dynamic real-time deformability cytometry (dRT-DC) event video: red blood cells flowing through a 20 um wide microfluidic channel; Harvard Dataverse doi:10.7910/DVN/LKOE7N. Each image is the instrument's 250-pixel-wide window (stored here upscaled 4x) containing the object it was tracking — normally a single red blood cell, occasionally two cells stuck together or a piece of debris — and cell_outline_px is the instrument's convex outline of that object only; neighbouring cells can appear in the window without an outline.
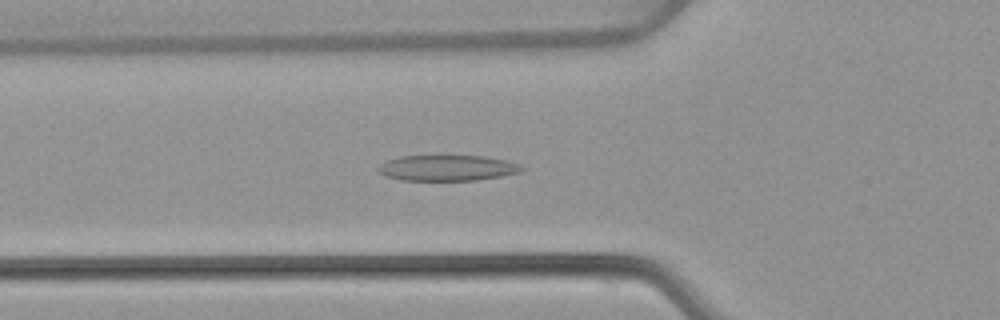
{"species": "common noctule bat (a hibernating species)", "species_latin": "Nyctalus noctula", "temperature_condition": "warm", "stored_images_in_passage": 53, "camera_frame_rate_fps": 3000, "um_per_image_px": 0.085, "animal": {"sex": "female", "body_mass_g": 22.7, "forearm_length_mm": 54.2}, "frame": {"image": 1, "passage_image": 19, "time_ms": 6.0, "image_size_px": [1000, 320], "cell_outline_px": [[524, 168], [520, 172], [500, 176], [476, 180], [400, 180], [388, 176], [380, 172], [376, 168], [380, 164], [388, 160], [400, 156], [484, 156], [504, 160], [520, 164]], "centroid_in_image_um": [38.02, 14.27], "position_along_channel_um": 87.8, "area_um2": 21.27}}
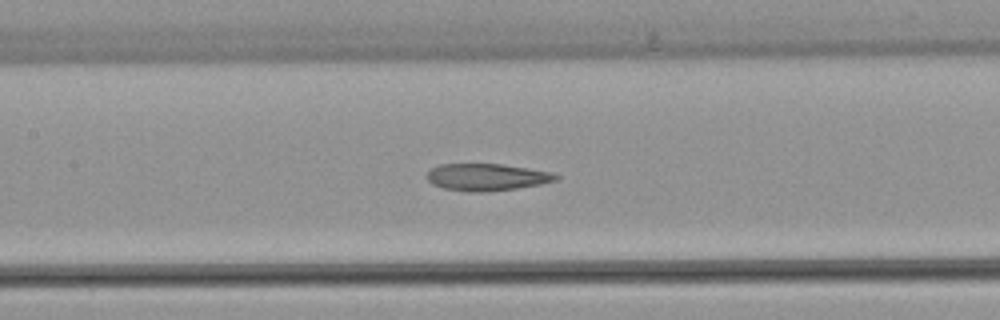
{"frame": {"image": 2, "passage_image": 25, "time_ms": 8.0, "image_size_px": [1000, 320], "cell_outline_px": [[560, 176], [556, 180], [540, 184], [516, 188], [488, 192], [468, 192], [444, 188], [432, 184], [424, 176], [432, 168], [440, 164], [500, 164], [528, 168], [552, 172]], "centroid_in_image_um": [41.35, 15.06], "position_along_channel_um": 166.1, "area_um2": 20.35}}
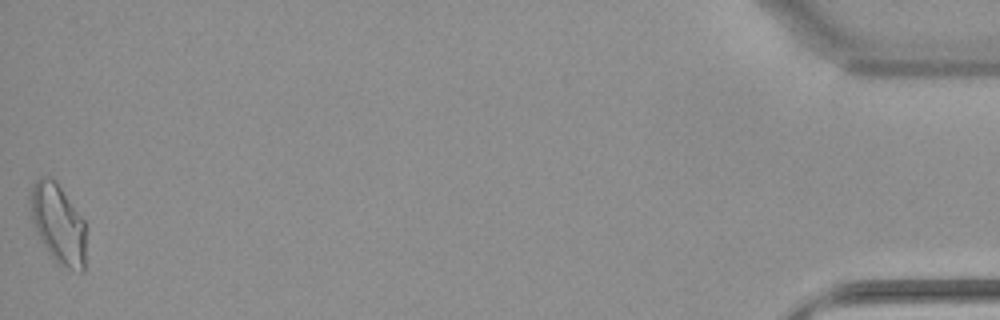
{"frame": {"image": 3, "passage_image": 53, "time_ms": 17.333, "image_size_px": [1000, 320], "cell_outline_px": [[84, 272], [80, 272], [56, 264], [40, 240], [36, 232], [32, 220], [28, 200], [28, 192], [32, 184], [40, 176], [48, 176], [56, 180], [84, 220]], "centroid_in_image_um": [4.89, 18.98], "position_along_channel_um": 430.3, "area_um2": 26.13}, "authors_computed_cell_mechanics": {"area_um2": 21.5016, "velocity_mm_per_s": 3.8851, "shape_relaxation_time_tau1_ms": null, "shape_relaxation_time_tau2_ms": 2.0683, "deformation_change_tau1": null, "deformation_change_tau2": 0.0977}}